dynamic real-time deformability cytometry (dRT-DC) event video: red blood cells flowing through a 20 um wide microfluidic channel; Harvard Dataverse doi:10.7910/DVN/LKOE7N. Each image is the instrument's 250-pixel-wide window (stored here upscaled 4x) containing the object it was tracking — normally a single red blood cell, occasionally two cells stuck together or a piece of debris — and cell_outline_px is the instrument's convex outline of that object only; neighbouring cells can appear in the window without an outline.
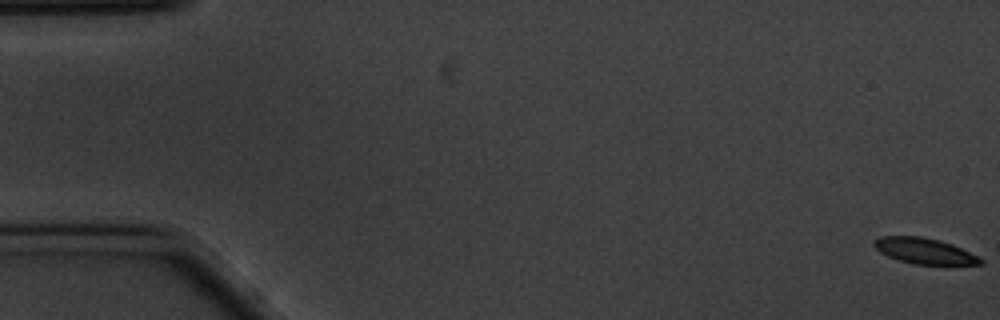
{"species": "common noctule bat (a hibernating species)", "species_latin": "Nyctalus noctula", "temperature_condition": "cold", "stored_images_in_passage": 59, "camera_frame_rate_fps": 3000, "um_per_image_px": 0.085, "animal": {"sex": "male", "body_mass_g": 20.1, "forearm_length_mm": 53.5}, "frame": {"image": 1, "passage_image": 1, "time_ms": 0.0, "image_size_px": [1000, 320], "cell_outline_px": [[984, 264], [912, 264], [888, 256], [880, 252], [872, 244], [872, 240], [880, 236], [920, 236], [940, 240], [952, 244], [984, 260]], "centroid_in_image_um": [78.52, 21.31], "position_along_channel_um": 6.5, "area_um2": 15.84}}
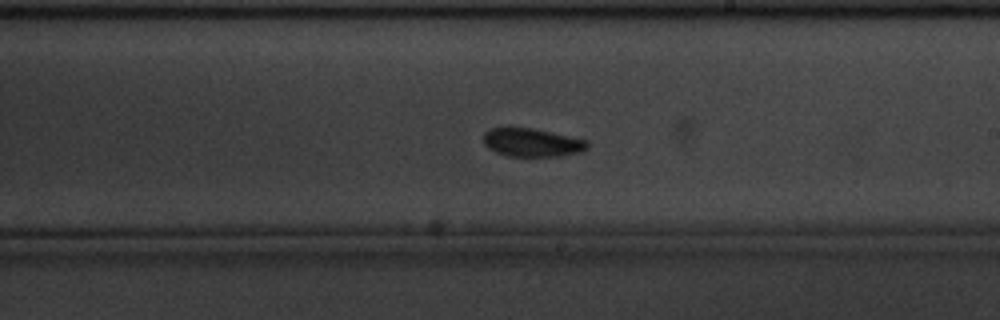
{"frame": {"image": 2, "passage_image": 34, "time_ms": 11.0, "image_size_px": [1000, 320], "cell_outline_px": [[588, 148], [584, 152], [560, 156], [508, 156], [496, 152], [488, 148], [484, 144], [484, 132], [492, 128], [532, 128], [552, 132], [588, 140]], "centroid_in_image_um": [45.26, 12.12], "position_along_channel_um": 243.7, "area_um2": 17.22}}
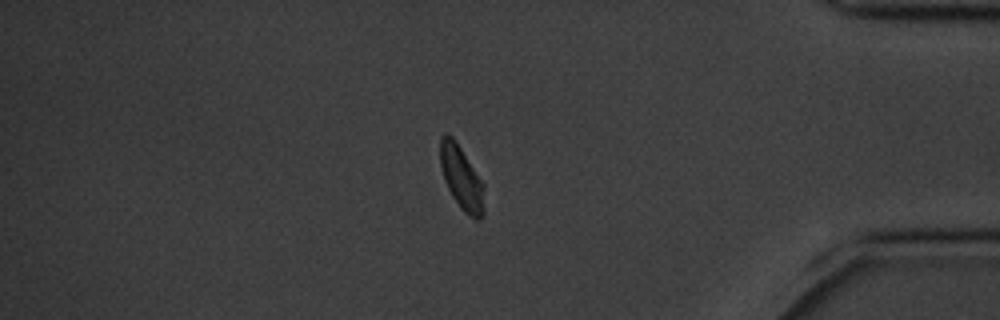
{"frame": {"image": 3, "passage_image": 50, "time_ms": 16.333, "image_size_px": [1000, 320], "cell_outline_px": [[484, 212], [480, 220], [476, 220], [468, 216], [460, 208], [452, 196], [444, 180], [440, 164], [440, 136], [444, 132], [452, 136], [456, 140], [484, 184]], "centroid_in_image_um": [39.23, 15.12], "position_along_channel_um": 396.0, "area_um2": 16.59}, "authors_computed_cell_mechanics": {"area_um2": 16.8776, "velocity_mm_per_s": 3.4525, "shape_relaxation_time_tau1_ms": 2.8958, "shape_relaxation_time_tau2_ms": null, "deformation_change_tau1": 0.0893, "deformation_change_tau2": null}}